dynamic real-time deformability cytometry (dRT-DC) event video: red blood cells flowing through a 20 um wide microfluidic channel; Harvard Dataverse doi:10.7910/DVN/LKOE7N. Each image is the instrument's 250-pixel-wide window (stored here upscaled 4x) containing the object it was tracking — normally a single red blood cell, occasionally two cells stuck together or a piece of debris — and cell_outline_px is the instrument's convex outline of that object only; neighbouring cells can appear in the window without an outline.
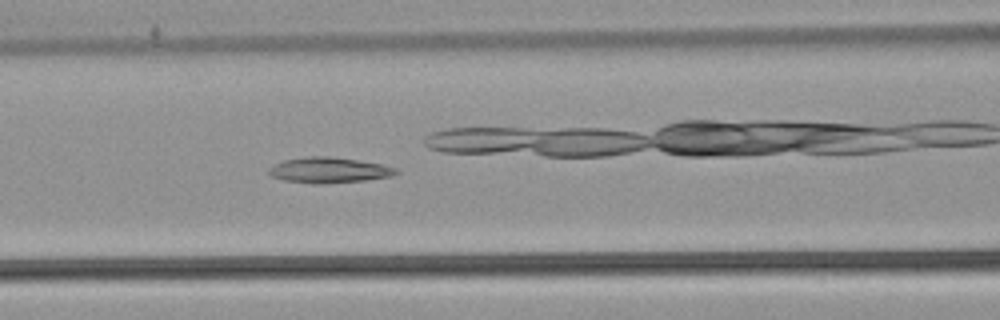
{"species": "common noctule bat (a hibernating species)", "species_latin": "Nyctalus noctula", "temperature_condition": "warm", "stored_images_in_passage": 56, "camera_frame_rate_fps": 3000, "um_per_image_px": 0.085, "animal": {"sex": "male", "body_mass_g": 21.5, "forearm_length_mm": 52.0}, "frame": {"image": 1, "passage_image": 25, "time_ms": 8.0, "image_size_px": [1000, 320], "cell_outline_px": [[400, 172], [392, 176], [364, 180], [320, 184], [312, 184], [284, 180], [272, 176], [268, 172], [268, 168], [284, 160], [308, 156], [328, 156], [356, 160], [380, 164], [396, 168]], "centroid_in_image_um": [27.95, 14.46], "position_along_channel_um": 138.7, "area_um2": 18.79}}